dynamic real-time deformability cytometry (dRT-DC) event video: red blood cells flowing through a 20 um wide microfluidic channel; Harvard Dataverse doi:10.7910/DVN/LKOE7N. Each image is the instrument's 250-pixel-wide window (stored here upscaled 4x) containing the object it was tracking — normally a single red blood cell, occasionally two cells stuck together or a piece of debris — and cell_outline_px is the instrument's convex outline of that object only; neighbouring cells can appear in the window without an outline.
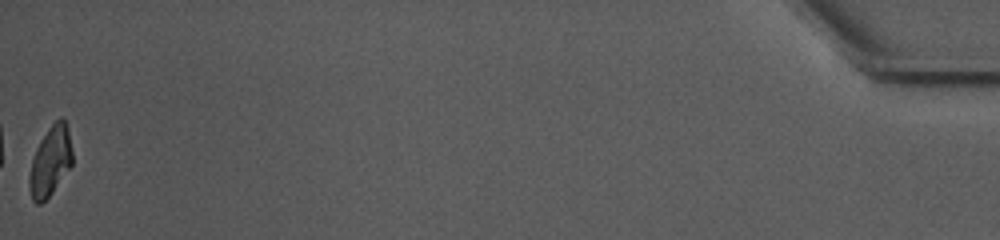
{"species": "common noctule bat (a hibernating species)", "species_latin": "Nyctalus noctula", "temperature_condition": "warm", "stored_images_in_passage": 40, "camera_frame_rate_fps": 3000, "um_per_image_px": 0.085, "animal": {"sex": "female", "body_mass_g": 10.0, "forearm_length_mm": 53.1}, "frame": {"image": 1, "passage_image": 40, "time_ms": 13.0, "image_size_px": [1000, 240], "cell_outline_px": [[72, 164], [52, 192], [40, 204], [36, 204], [32, 200], [28, 188], [28, 180], [32, 160], [36, 148], [40, 140], [48, 128], [60, 116], [64, 120], [68, 132], [72, 152]], "centroid_in_image_um": [4.25, 13.72], "position_along_channel_um": 431.0, "area_um2": 17.22}, "authors_computed_cell_mechanics": {"area_um2": 19.363, "velocity_mm_per_s": 3.8664, "shape_relaxation_time_tau1_ms": 6.8028, "shape_relaxation_time_tau2_ms": null, "deformation_change_tau1": 0.1992, "deformation_change_tau2": null}}